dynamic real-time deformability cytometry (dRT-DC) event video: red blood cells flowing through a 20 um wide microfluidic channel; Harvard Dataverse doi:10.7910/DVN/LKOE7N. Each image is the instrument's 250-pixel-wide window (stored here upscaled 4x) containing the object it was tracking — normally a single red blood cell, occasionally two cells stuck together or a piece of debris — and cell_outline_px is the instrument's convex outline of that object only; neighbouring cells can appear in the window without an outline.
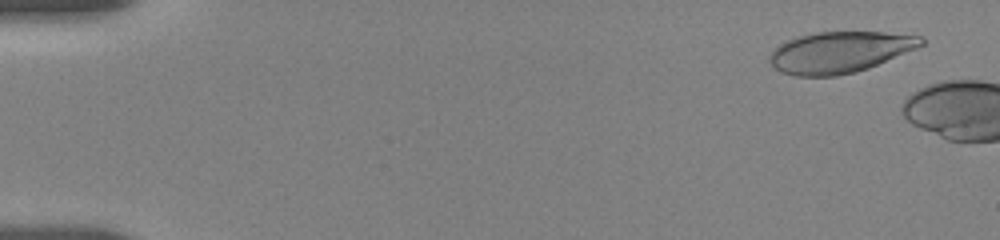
{"species": "human", "species_latin": "Homo sapiens", "temperature_condition": "room temperature", "stored_images_in_passage": 11, "camera_frame_rate_fps": 3000, "um_per_image_px": 0.085, "donor": {"sex": "female"}, "frame": {"image": 1, "passage_image": 4, "time_ms": 0.667, "image_size_px": [1000, 240], "cell_outline_px": [[924, 44], [916, 48], [868, 68], [856, 72], [836, 76], [796, 76], [780, 72], [768, 60], [772, 52], [780, 44], [788, 40], [800, 36], [816, 32], [884, 32], [920, 36], [924, 40]], "centroid_in_image_um": [71.37, 4.44], "position_along_channel_um": 13.6, "area_um2": 36.07}}